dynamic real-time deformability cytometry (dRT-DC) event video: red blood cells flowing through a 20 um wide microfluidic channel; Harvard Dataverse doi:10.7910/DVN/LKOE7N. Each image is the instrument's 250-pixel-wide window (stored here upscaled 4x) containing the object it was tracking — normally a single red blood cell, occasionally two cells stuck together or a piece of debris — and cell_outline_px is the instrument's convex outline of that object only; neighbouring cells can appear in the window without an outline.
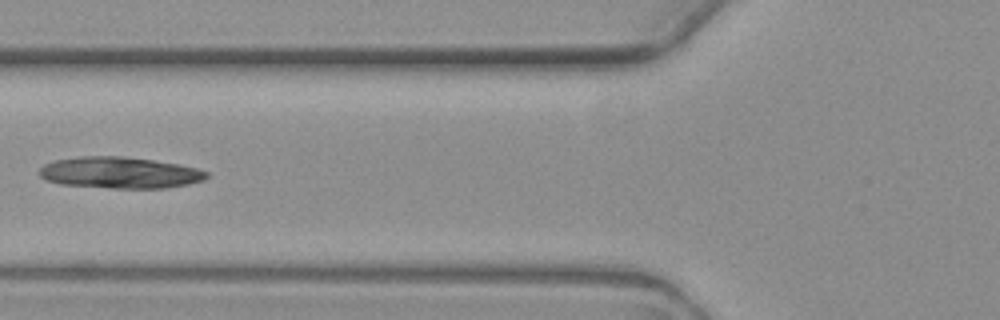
{"species": "common noctule bat (a hibernating species)", "species_latin": "Nyctalus noctula", "temperature_condition": "warm", "stored_images_in_passage": 7, "camera_frame_rate_fps": 3000, "um_per_image_px": 0.085, "animal": {"sex": "female", "body_mass_g": 19.3, "forearm_length_mm": 54.1}, "frame": {"image": 1, "passage_image": 6, "time_ms": 6.333, "image_size_px": [1000, 320], "cell_outline_px": [[208, 176], [204, 180], [188, 184], [164, 188], [108, 188], [60, 184], [44, 180], [36, 172], [44, 164], [52, 160], [76, 156], [124, 156], [180, 164], [196, 168], [208, 172]], "centroid_in_image_um": [10.12, 14.67], "position_along_channel_um": 115.7, "area_um2": 30.98}}
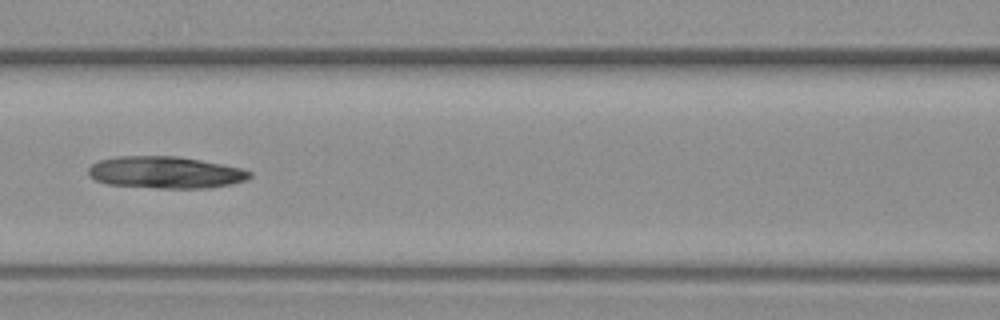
{"frame": {"image": 2, "passage_image": 7, "time_ms": 7.333, "image_size_px": [1000, 320], "cell_outline_px": [[252, 176], [244, 180], [232, 184], [212, 188], [160, 188], [108, 184], [96, 180], [88, 176], [88, 168], [92, 164], [100, 160], [116, 156], [176, 156], [200, 160], [240, 168], [252, 172]], "centroid_in_image_um": [14.05, 14.66], "position_along_channel_um": 152.6, "area_um2": 29.94}}